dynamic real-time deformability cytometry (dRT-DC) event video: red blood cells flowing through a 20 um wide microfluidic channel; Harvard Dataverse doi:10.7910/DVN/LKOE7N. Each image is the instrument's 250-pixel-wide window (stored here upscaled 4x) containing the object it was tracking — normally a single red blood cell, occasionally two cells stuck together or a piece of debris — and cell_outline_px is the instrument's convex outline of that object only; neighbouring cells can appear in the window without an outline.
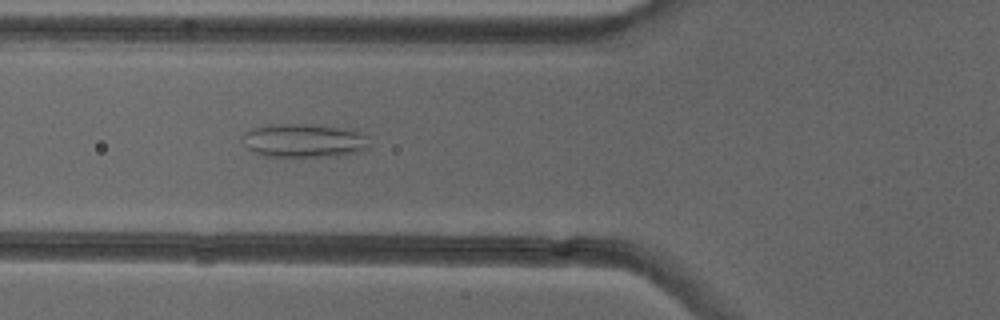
{"species": "common noctule bat (a hibernating species)", "species_latin": "Nyctalus noctula", "temperature_condition": "cold", "stored_images_in_passage": 50, "camera_frame_rate_fps": 3000, "um_per_image_px": 0.085, "animal": {"sex": "female"}, "frame": {"image": 1, "passage_image": 18, "time_ms": 5.667, "image_size_px": [1000, 320], "cell_outline_px": [[372, 148], [360, 152], [336, 156], [264, 156], [252, 152], [248, 148], [240, 136], [244, 132], [252, 128], [280, 124], [304, 124], [336, 128], [360, 132], [368, 136]], "centroid_in_image_um": [25.86, 11.97], "position_along_channel_um": 99.9, "area_um2": 24.85}}
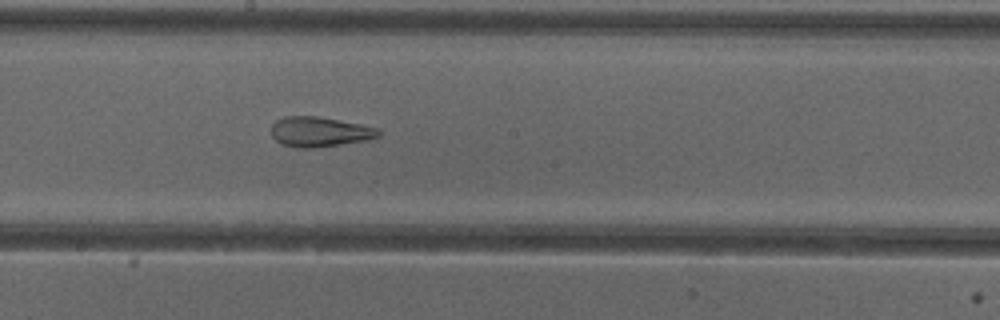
{"frame": {"image": 2, "passage_image": 27, "time_ms": 8.667, "image_size_px": [1000, 320], "cell_outline_px": [[380, 136], [364, 140], [340, 144], [312, 148], [296, 148], [284, 144], [276, 140], [272, 136], [272, 124], [276, 120], [284, 116], [320, 116], [380, 128]], "centroid_in_image_um": [27.16, 11.19], "position_along_channel_um": 221.0, "area_um2": 18.67}}
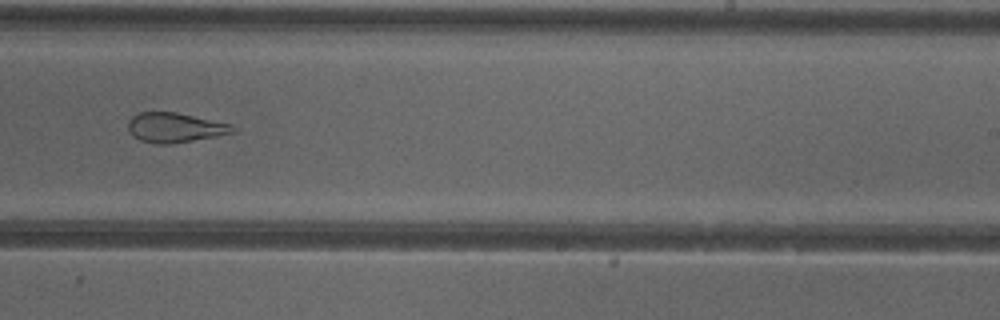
{"frame": {"image": 3, "passage_image": 31, "time_ms": 10.0, "image_size_px": [1000, 320], "cell_outline_px": [[236, 132], [216, 136], [172, 144], [156, 144], [140, 140], [132, 136], [128, 128], [128, 120], [132, 116], [140, 112], [176, 112], [232, 124], [236, 128]], "centroid_in_image_um": [14.87, 10.85], "position_along_channel_um": 274.1, "area_um2": 18.21}, "authors_computed_cell_mechanics": {"area_um2": 24.3627, "velocity_mm_per_s": 3.9981, "shape_relaxation_time_tau1_ms": null, "shape_relaxation_time_tau2_ms": 2.0251, "deformation_change_tau1": null, "deformation_change_tau2": 0.1094}}